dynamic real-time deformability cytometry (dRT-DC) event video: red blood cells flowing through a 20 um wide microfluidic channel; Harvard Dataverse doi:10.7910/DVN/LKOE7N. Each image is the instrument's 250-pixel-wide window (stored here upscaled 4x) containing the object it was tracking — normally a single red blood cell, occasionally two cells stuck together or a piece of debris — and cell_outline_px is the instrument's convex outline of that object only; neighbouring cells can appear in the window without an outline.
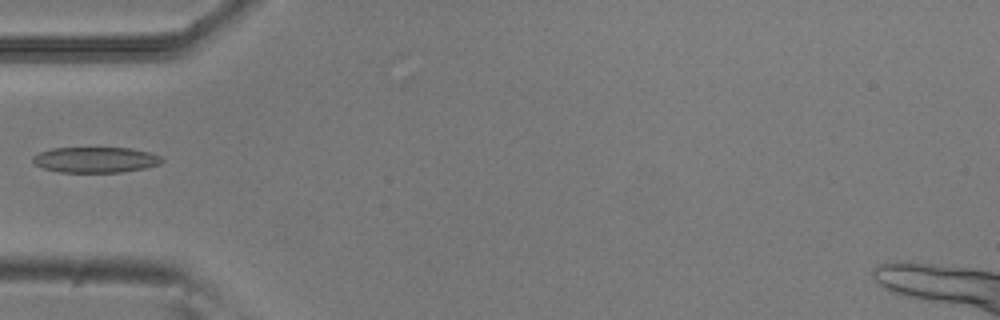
{"species": "common noctule bat (a hibernating species)", "species_latin": "Nyctalus noctula", "temperature_condition": "room temperature", "stored_images_in_passage": 37, "camera_frame_rate_fps": 3000, "um_per_image_px": 0.085, "animal": {"sex": "male", "body_mass_g": 20.5, "forearm_length_mm": 52.5}, "frame": {"image": 1, "passage_image": 1, "time_ms": 0.0, "image_size_px": [1000, 320], "cell_outline_px": [[164, 160], [160, 164], [144, 168], [120, 172], [60, 172], [44, 168], [32, 164], [32, 156], [40, 152], [52, 148], [132, 148], [148, 152], [160, 156]], "centroid_in_image_um": [8.09, 13.58], "position_along_channel_um": 76.9, "area_um2": 19.25}}
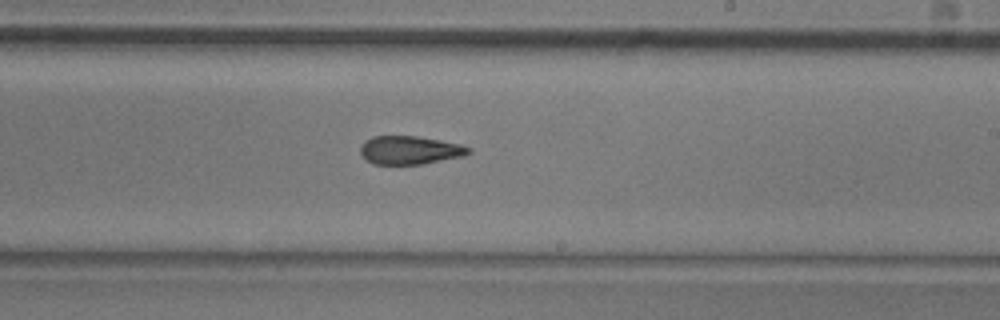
{"frame": {"image": 2, "passage_image": 15, "time_ms": 4.667, "image_size_px": [1000, 320], "cell_outline_px": [[472, 152], [464, 156], [424, 164], [372, 164], [360, 152], [360, 148], [364, 140], [372, 136], [416, 136], [440, 140], [460, 144], [472, 148]], "centroid_in_image_um": [34.87, 12.76], "position_along_channel_um": 254.1, "area_um2": 17.98}}
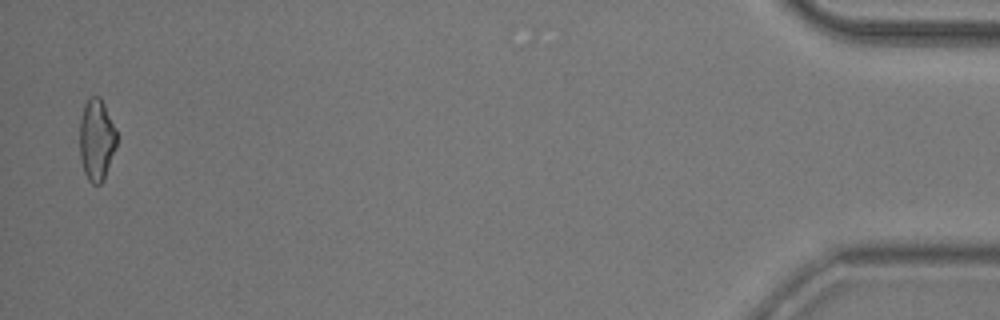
{"frame": {"image": 3, "passage_image": 36, "time_ms": 11.667, "image_size_px": [1000, 320], "cell_outline_px": [[116, 148], [104, 180], [100, 184], [92, 184], [88, 180], [84, 172], [80, 160], [80, 120], [84, 104], [92, 96], [100, 96], [116, 128]], "centroid_in_image_um": [8.21, 11.9], "position_along_channel_um": 427.0, "area_um2": 17.74}}